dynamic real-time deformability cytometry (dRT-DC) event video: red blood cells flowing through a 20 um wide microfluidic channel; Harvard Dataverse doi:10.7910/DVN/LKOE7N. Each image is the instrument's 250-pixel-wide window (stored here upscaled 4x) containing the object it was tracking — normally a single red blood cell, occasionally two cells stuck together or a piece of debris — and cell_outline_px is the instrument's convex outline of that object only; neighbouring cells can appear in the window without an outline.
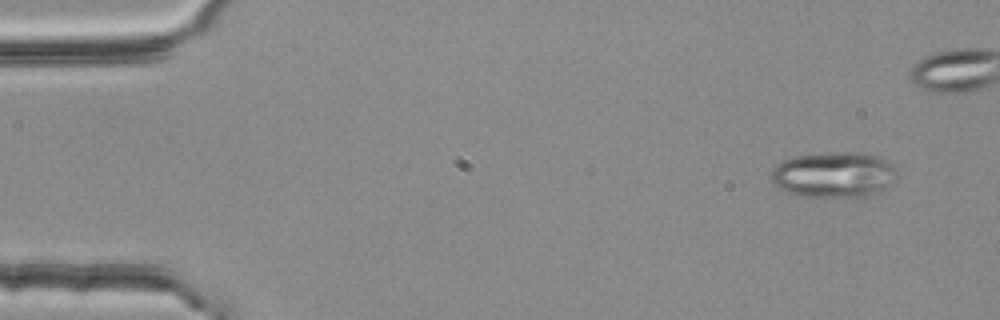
{"species": "common noctule bat (a hibernating species)", "species_latin": "Nyctalus noctula", "temperature_condition": "room temperature", "stored_images_in_passage": 5, "camera_frame_rate_fps": 3000, "um_per_image_px": 0.085, "animal": {"sex": "female", "body_mass_g": 25.1}, "frame": {"image": 1, "passage_image": 1, "time_ms": 0.0, "image_size_px": [1000, 320], "cell_outline_px": [[896, 172], [888, 184], [884, 188], [864, 196], [808, 196], [788, 192], [780, 188], [772, 180], [772, 168], [776, 164], [784, 160], [796, 156], [848, 152], [864, 152], [888, 160], [896, 168]], "centroid_in_image_um": [70.87, 14.82], "position_along_channel_um": 14.1, "area_um2": 32.54}}